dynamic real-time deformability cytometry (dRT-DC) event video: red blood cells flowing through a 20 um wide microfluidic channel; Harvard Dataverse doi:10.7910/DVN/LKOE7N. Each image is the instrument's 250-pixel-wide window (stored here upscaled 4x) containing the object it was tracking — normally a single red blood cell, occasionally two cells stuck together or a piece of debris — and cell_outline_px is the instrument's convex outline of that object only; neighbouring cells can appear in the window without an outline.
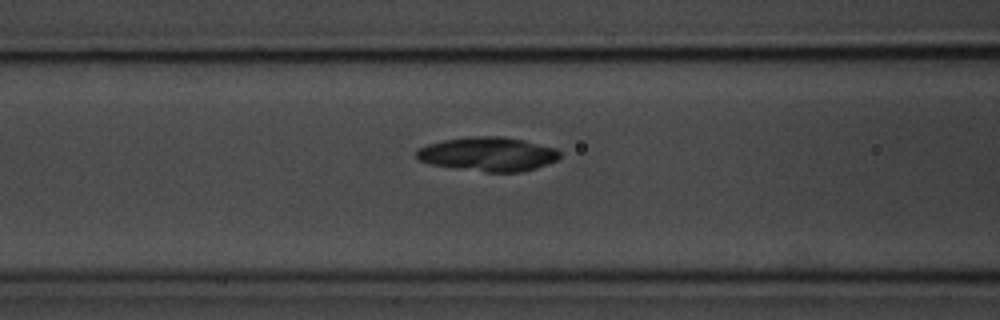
{"species": "common noctule bat (a hibernating species)", "species_latin": "Nyctalus noctula", "temperature_condition": "room temperature", "stored_images_in_passage": 40, "camera_frame_rate_fps": 3000, "um_per_image_px": 0.085, "animal": {"sex": "male", "body_mass_g": 20.1, "forearm_length_mm": 53.5}, "frame": {"image": 1, "passage_image": 17, "time_ms": 5.333, "image_size_px": [1000, 320], "cell_outline_px": [[560, 156], [556, 160], [548, 164], [536, 168], [520, 172], [484, 172], [428, 164], [420, 160], [416, 156], [416, 152], [420, 148], [428, 144], [444, 140], [468, 136], [504, 136], [524, 140], [556, 148], [560, 152]], "centroid_in_image_um": [41.5, 13.1], "position_along_channel_um": 125.1, "area_um2": 28.55}}
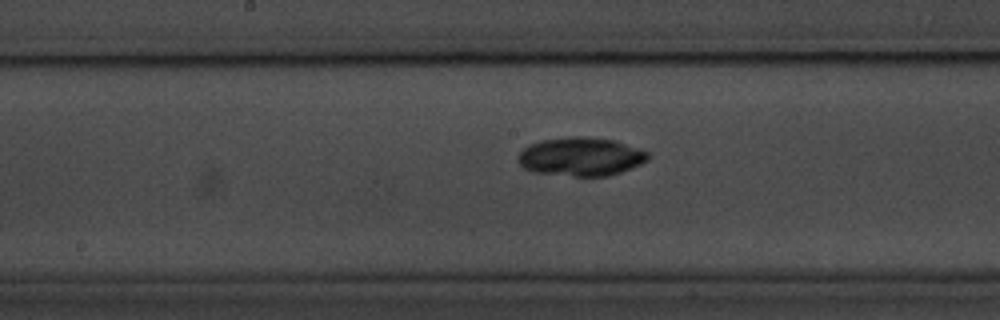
{"frame": {"image": 2, "passage_image": 23, "time_ms": 7.333, "image_size_px": [1000, 320], "cell_outline_px": [[648, 160], [640, 164], [620, 172], [608, 176], [576, 176], [532, 172], [524, 168], [520, 164], [516, 156], [528, 144], [540, 140], [568, 136], [588, 136], [616, 140], [640, 148], [648, 152]], "centroid_in_image_um": [49.36, 13.29], "position_along_channel_um": 198.8, "area_um2": 29.54}}
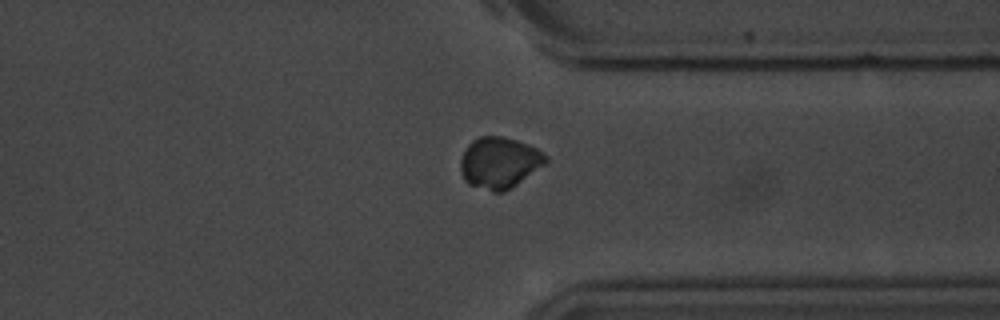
{"frame": {"image": 3, "passage_image": 37, "time_ms": 12.0, "image_size_px": [1000, 320], "cell_outline_px": [[548, 160], [544, 164], [516, 184], [504, 192], [492, 192], [468, 184], [464, 180], [460, 172], [460, 160], [468, 144], [472, 140], [480, 136], [500, 136], [516, 140], [528, 144], [536, 148], [548, 156]], "centroid_in_image_um": [42.41, 13.83], "position_along_channel_um": 369.0, "area_um2": 25.37}}